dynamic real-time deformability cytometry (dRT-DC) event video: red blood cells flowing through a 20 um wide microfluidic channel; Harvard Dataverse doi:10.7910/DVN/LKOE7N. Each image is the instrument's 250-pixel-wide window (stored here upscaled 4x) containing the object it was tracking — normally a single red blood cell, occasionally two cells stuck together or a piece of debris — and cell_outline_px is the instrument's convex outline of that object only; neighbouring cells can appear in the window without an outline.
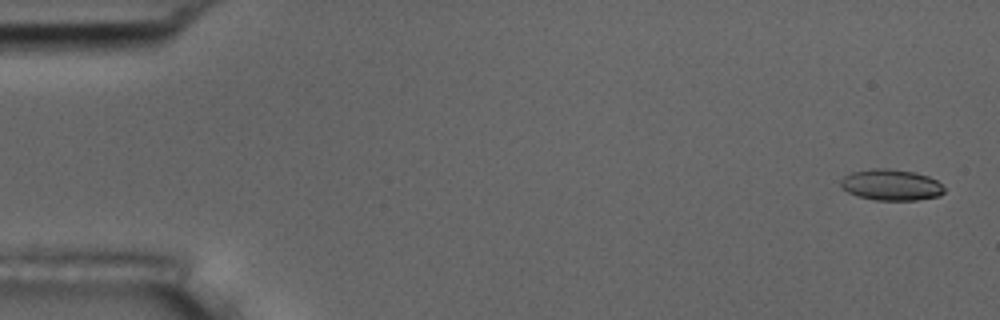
{"species": "common noctule bat (a hibernating species)", "species_latin": "Nyctalus noctula", "temperature_condition": "room temperature", "stored_images_in_passage": 55, "camera_frame_rate_fps": 3000, "um_per_image_px": 0.085, "animal": {"sex": "male", "body_mass_g": 17.5, "forearm_length_mm": 52.3}, "frame": {"image": 1, "passage_image": 2, "time_ms": 0.333, "image_size_px": [1000, 320], "cell_outline_px": [[944, 192], [940, 196], [916, 200], [876, 200], [860, 196], [848, 192], [840, 184], [840, 180], [844, 176], [852, 172], [872, 168], [888, 168], [916, 172], [928, 176], [936, 180], [944, 188]], "centroid_in_image_um": [75.76, 15.7], "position_along_channel_um": 9.2, "area_um2": 18.73}}
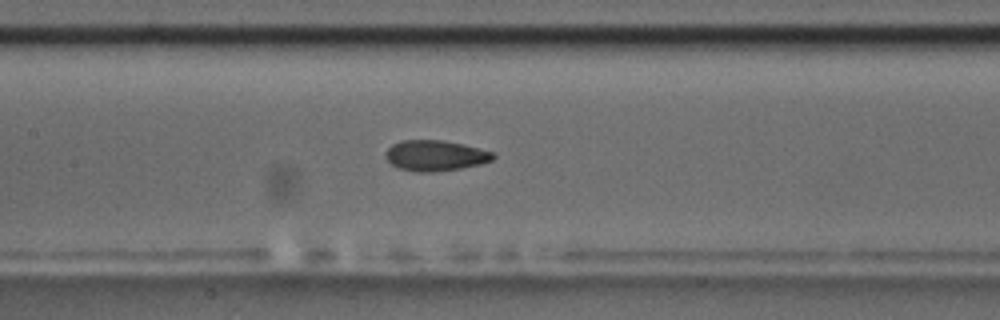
{"frame": {"image": 2, "passage_image": 26, "time_ms": 8.333, "image_size_px": [1000, 320], "cell_outline_px": [[496, 156], [492, 160], [480, 164], [460, 168], [432, 172], [416, 172], [396, 168], [384, 156], [388, 148], [392, 144], [400, 140], [444, 140], [464, 144], [492, 152]], "centroid_in_image_um": [36.97, 13.22], "position_along_channel_um": 170.4, "area_um2": 19.25}}
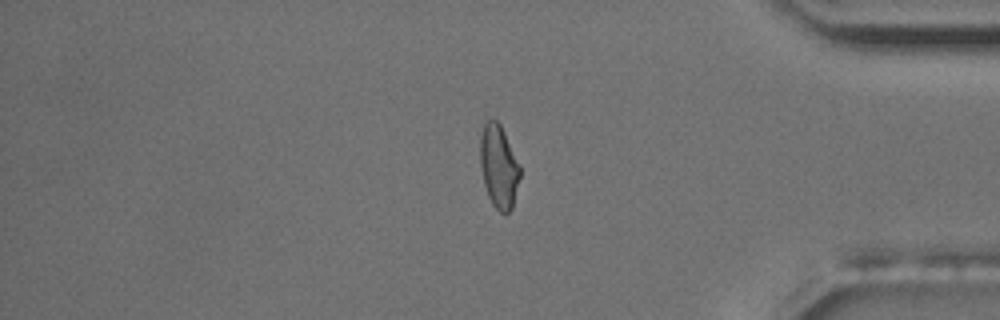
{"frame": {"image": 3, "passage_image": 46, "time_ms": 15.0, "image_size_px": [1000, 320], "cell_outline_px": [[520, 176], [512, 208], [504, 216], [492, 204], [488, 196], [484, 184], [480, 168], [480, 136], [484, 124], [488, 120], [496, 120], [500, 124], [520, 164]], "centroid_in_image_um": [42.39, 14.17], "position_along_channel_um": 392.8, "area_um2": 19.36}, "authors_computed_cell_mechanics": {"area_um2": 19.1318, "velocity_mm_per_s": 3.7098, "shape_relaxation_time_tau1_ms": 6.6702, "shape_relaxation_time_tau2_ms": 2.0733, "deformation_change_tau1": 0.154, "deformation_change_tau2": 0.0632}}